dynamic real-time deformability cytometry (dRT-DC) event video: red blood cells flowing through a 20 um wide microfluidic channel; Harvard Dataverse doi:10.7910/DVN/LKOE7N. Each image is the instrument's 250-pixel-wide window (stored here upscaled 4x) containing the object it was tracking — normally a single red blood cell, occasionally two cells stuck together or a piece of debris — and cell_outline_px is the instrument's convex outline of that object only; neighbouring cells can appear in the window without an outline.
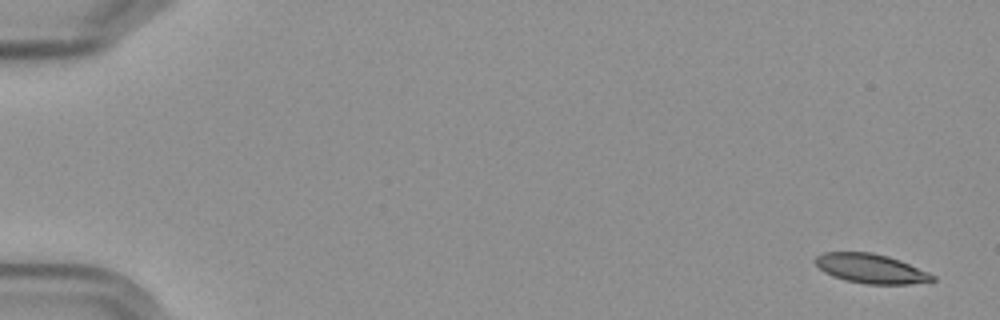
{"species": "Egyptian fruit bat (a non-hibernating species)", "species_latin": "Rousettus aegyptiacus", "temperature_condition": "cold", "stored_images_in_passage": 8, "camera_frame_rate_fps": 3000, "um_per_image_px": 0.085, "frame": {"image": 1, "passage_image": 1, "time_ms": 0.0, "image_size_px": [1000, 320], "cell_outline_px": [[936, 280], [908, 284], [868, 284], [844, 280], [832, 276], [824, 272], [816, 264], [816, 256], [824, 252], [872, 252], [888, 256], [900, 260], [928, 272], [936, 276]], "centroid_in_image_um": [74.03, 22.83], "position_along_channel_um": 11.0, "area_um2": 20.0}}
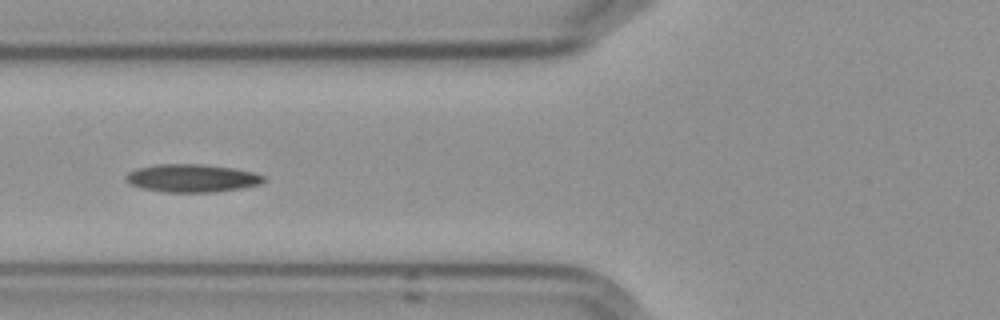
{"frame": {"image": 2, "passage_image": 7, "time_ms": 7.0, "image_size_px": [1000, 320], "cell_outline_px": [[264, 180], [260, 184], [240, 188], [212, 192], [164, 192], [144, 188], [132, 184], [128, 180], [128, 172], [136, 168], [156, 164], [200, 164], [232, 168], [252, 172], [264, 176]], "centroid_in_image_um": [16.32, 15.14], "position_along_channel_um": 109.5, "area_um2": 22.02}}
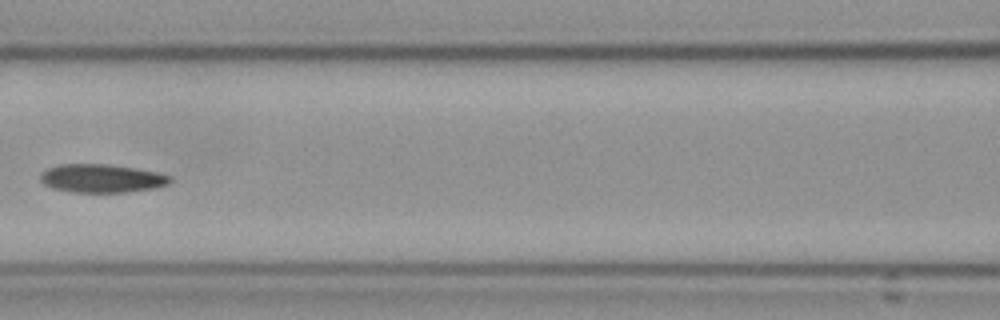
{"frame": {"image": 3, "passage_image": 8, "time_ms": 8.333, "image_size_px": [1000, 320], "cell_outline_px": [[172, 180], [168, 184], [156, 188], [128, 192], [72, 192], [52, 188], [44, 184], [40, 180], [40, 176], [48, 168], [60, 164], [108, 164], [136, 168], [156, 172], [172, 176]], "centroid_in_image_um": [8.67, 15.16], "position_along_channel_um": 157.9, "area_um2": 21.5}}